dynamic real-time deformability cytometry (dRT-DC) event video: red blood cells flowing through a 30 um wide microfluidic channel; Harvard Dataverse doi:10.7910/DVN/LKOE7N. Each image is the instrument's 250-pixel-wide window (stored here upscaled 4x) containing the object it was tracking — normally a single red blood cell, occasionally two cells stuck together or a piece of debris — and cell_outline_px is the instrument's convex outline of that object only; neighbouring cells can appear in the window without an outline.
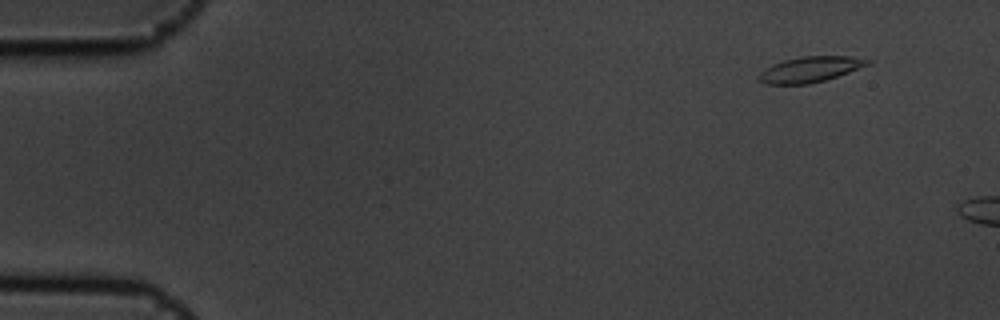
{"species": "common noctule bat (a hibernating species)", "species_latin": "Nyctalus noctula", "temperature_condition": "cold", "stored_images_in_passage": 3, "camera_frame_rate_fps": 3000, "um_per_image_px": 0.085, "animal": {"sex": "male", "body_mass_g": 19.5, "forearm_length_mm": 54.6}, "frame": {"image": 1, "passage_image": 1, "time_ms": 0.0, "image_size_px": [1000, 320], "cell_outline_px": [[872, 60], [868, 64], [848, 72], [824, 80], [808, 84], [764, 84], [756, 80], [756, 76], [764, 68], [772, 64], [784, 60], [800, 56], [852, 56]], "centroid_in_image_um": [68.77, 5.9], "position_along_channel_um": 16.2, "area_um2": 16.24}}